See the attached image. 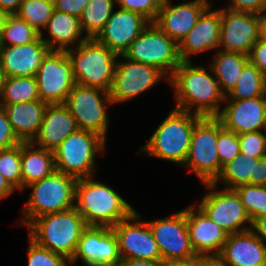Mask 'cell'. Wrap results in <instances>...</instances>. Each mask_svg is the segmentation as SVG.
<instances>
[{
    "instance_id": "6da1fadb",
    "label": "cell",
    "mask_w": 266,
    "mask_h": 266,
    "mask_svg": "<svg viewBox=\"0 0 266 266\" xmlns=\"http://www.w3.org/2000/svg\"><path fill=\"white\" fill-rule=\"evenodd\" d=\"M209 69L210 72L204 66H195L191 61L179 64L169 78V83L174 88L175 108L202 117L217 116L220 113L226 96L220 90L211 67Z\"/></svg>"
},
{
    "instance_id": "7a4b0ae2",
    "label": "cell",
    "mask_w": 266,
    "mask_h": 266,
    "mask_svg": "<svg viewBox=\"0 0 266 266\" xmlns=\"http://www.w3.org/2000/svg\"><path fill=\"white\" fill-rule=\"evenodd\" d=\"M93 179H77L75 185V207L87 226L112 228L135 211L114 189Z\"/></svg>"
},
{
    "instance_id": "3957f363",
    "label": "cell",
    "mask_w": 266,
    "mask_h": 266,
    "mask_svg": "<svg viewBox=\"0 0 266 266\" xmlns=\"http://www.w3.org/2000/svg\"><path fill=\"white\" fill-rule=\"evenodd\" d=\"M87 227L76 207L35 218L28 226L29 237L38 245L66 257L75 254L78 241Z\"/></svg>"
},
{
    "instance_id": "277c9868",
    "label": "cell",
    "mask_w": 266,
    "mask_h": 266,
    "mask_svg": "<svg viewBox=\"0 0 266 266\" xmlns=\"http://www.w3.org/2000/svg\"><path fill=\"white\" fill-rule=\"evenodd\" d=\"M201 117L174 107L139 152L184 165L194 126Z\"/></svg>"
},
{
    "instance_id": "5b68a950",
    "label": "cell",
    "mask_w": 266,
    "mask_h": 266,
    "mask_svg": "<svg viewBox=\"0 0 266 266\" xmlns=\"http://www.w3.org/2000/svg\"><path fill=\"white\" fill-rule=\"evenodd\" d=\"M66 53L72 64L76 84L110 92L118 54L95 38H88Z\"/></svg>"
},
{
    "instance_id": "8992f818",
    "label": "cell",
    "mask_w": 266,
    "mask_h": 266,
    "mask_svg": "<svg viewBox=\"0 0 266 266\" xmlns=\"http://www.w3.org/2000/svg\"><path fill=\"white\" fill-rule=\"evenodd\" d=\"M76 181L73 176L54 170L47 177L24 187L31 188L32 192L23 208L21 225L28 226L39 216L74 207Z\"/></svg>"
},
{
    "instance_id": "52a82bcc",
    "label": "cell",
    "mask_w": 266,
    "mask_h": 266,
    "mask_svg": "<svg viewBox=\"0 0 266 266\" xmlns=\"http://www.w3.org/2000/svg\"><path fill=\"white\" fill-rule=\"evenodd\" d=\"M106 140L98 134L78 129L53 150L55 169L76 179L92 177L95 157L104 155Z\"/></svg>"
},
{
    "instance_id": "ba28073f",
    "label": "cell",
    "mask_w": 266,
    "mask_h": 266,
    "mask_svg": "<svg viewBox=\"0 0 266 266\" xmlns=\"http://www.w3.org/2000/svg\"><path fill=\"white\" fill-rule=\"evenodd\" d=\"M218 118L201 117L195 124L184 165L204 183H213L221 173L222 165L217 153Z\"/></svg>"
},
{
    "instance_id": "9c48e42d",
    "label": "cell",
    "mask_w": 266,
    "mask_h": 266,
    "mask_svg": "<svg viewBox=\"0 0 266 266\" xmlns=\"http://www.w3.org/2000/svg\"><path fill=\"white\" fill-rule=\"evenodd\" d=\"M123 55L129 60L157 67L168 79L182 62L178 44L154 22L149 23Z\"/></svg>"
},
{
    "instance_id": "30bf717a",
    "label": "cell",
    "mask_w": 266,
    "mask_h": 266,
    "mask_svg": "<svg viewBox=\"0 0 266 266\" xmlns=\"http://www.w3.org/2000/svg\"><path fill=\"white\" fill-rule=\"evenodd\" d=\"M64 105L76 120L78 129L94 132L107 140L109 126L107 107L112 105L109 92L75 84Z\"/></svg>"
},
{
    "instance_id": "8fae6325",
    "label": "cell",
    "mask_w": 266,
    "mask_h": 266,
    "mask_svg": "<svg viewBox=\"0 0 266 266\" xmlns=\"http://www.w3.org/2000/svg\"><path fill=\"white\" fill-rule=\"evenodd\" d=\"M204 186L209 192L201 198L198 205L208 218L227 234L245 232L252 228V220L234 189L223 188L218 191L214 183H204Z\"/></svg>"
},
{
    "instance_id": "7c38bea8",
    "label": "cell",
    "mask_w": 266,
    "mask_h": 266,
    "mask_svg": "<svg viewBox=\"0 0 266 266\" xmlns=\"http://www.w3.org/2000/svg\"><path fill=\"white\" fill-rule=\"evenodd\" d=\"M35 77L40 100L48 105L64 104L76 84L66 51H49Z\"/></svg>"
},
{
    "instance_id": "4fadbf2b",
    "label": "cell",
    "mask_w": 266,
    "mask_h": 266,
    "mask_svg": "<svg viewBox=\"0 0 266 266\" xmlns=\"http://www.w3.org/2000/svg\"><path fill=\"white\" fill-rule=\"evenodd\" d=\"M118 58L124 61L117 59L115 75L109 92L112 104L123 103L137 97L155 86L163 77L169 81L167 75L155 66L129 60L123 54L118 55Z\"/></svg>"
},
{
    "instance_id": "5bb4252c",
    "label": "cell",
    "mask_w": 266,
    "mask_h": 266,
    "mask_svg": "<svg viewBox=\"0 0 266 266\" xmlns=\"http://www.w3.org/2000/svg\"><path fill=\"white\" fill-rule=\"evenodd\" d=\"M147 222L163 261L190 260L197 257L190 242L185 209L169 217Z\"/></svg>"
},
{
    "instance_id": "9a60e30c",
    "label": "cell",
    "mask_w": 266,
    "mask_h": 266,
    "mask_svg": "<svg viewBox=\"0 0 266 266\" xmlns=\"http://www.w3.org/2000/svg\"><path fill=\"white\" fill-rule=\"evenodd\" d=\"M135 210L127 219L112 227L118 240L121 260H162L157 243L147 221L142 222Z\"/></svg>"
},
{
    "instance_id": "2e32d148",
    "label": "cell",
    "mask_w": 266,
    "mask_h": 266,
    "mask_svg": "<svg viewBox=\"0 0 266 266\" xmlns=\"http://www.w3.org/2000/svg\"><path fill=\"white\" fill-rule=\"evenodd\" d=\"M80 259L84 266H119L118 240L110 227L87 226L78 241L70 265Z\"/></svg>"
},
{
    "instance_id": "e0dca14e",
    "label": "cell",
    "mask_w": 266,
    "mask_h": 266,
    "mask_svg": "<svg viewBox=\"0 0 266 266\" xmlns=\"http://www.w3.org/2000/svg\"><path fill=\"white\" fill-rule=\"evenodd\" d=\"M259 39L260 15L221 8L220 50L248 55Z\"/></svg>"
},
{
    "instance_id": "ac0fdd59",
    "label": "cell",
    "mask_w": 266,
    "mask_h": 266,
    "mask_svg": "<svg viewBox=\"0 0 266 266\" xmlns=\"http://www.w3.org/2000/svg\"><path fill=\"white\" fill-rule=\"evenodd\" d=\"M149 23L150 21L139 13L118 8L113 11L95 39L120 55L130 47Z\"/></svg>"
},
{
    "instance_id": "d6986e66",
    "label": "cell",
    "mask_w": 266,
    "mask_h": 266,
    "mask_svg": "<svg viewBox=\"0 0 266 266\" xmlns=\"http://www.w3.org/2000/svg\"><path fill=\"white\" fill-rule=\"evenodd\" d=\"M210 5V0H193L175 5L171 0H164L154 23L179 44Z\"/></svg>"
},
{
    "instance_id": "ffe728a7",
    "label": "cell",
    "mask_w": 266,
    "mask_h": 266,
    "mask_svg": "<svg viewBox=\"0 0 266 266\" xmlns=\"http://www.w3.org/2000/svg\"><path fill=\"white\" fill-rule=\"evenodd\" d=\"M216 116L227 130L236 134L256 132L262 129L266 121V96L244 100H225Z\"/></svg>"
},
{
    "instance_id": "44dd1931",
    "label": "cell",
    "mask_w": 266,
    "mask_h": 266,
    "mask_svg": "<svg viewBox=\"0 0 266 266\" xmlns=\"http://www.w3.org/2000/svg\"><path fill=\"white\" fill-rule=\"evenodd\" d=\"M187 229L197 256L219 255L228 234L214 223L198 205L185 208Z\"/></svg>"
},
{
    "instance_id": "7402d4cb",
    "label": "cell",
    "mask_w": 266,
    "mask_h": 266,
    "mask_svg": "<svg viewBox=\"0 0 266 266\" xmlns=\"http://www.w3.org/2000/svg\"><path fill=\"white\" fill-rule=\"evenodd\" d=\"M49 51L40 36L32 43L0 46V65L6 77H35L42 59Z\"/></svg>"
},
{
    "instance_id": "603a6c76",
    "label": "cell",
    "mask_w": 266,
    "mask_h": 266,
    "mask_svg": "<svg viewBox=\"0 0 266 266\" xmlns=\"http://www.w3.org/2000/svg\"><path fill=\"white\" fill-rule=\"evenodd\" d=\"M210 5L196 25L178 44L181 61H191L190 55L217 49L220 40L221 8L212 10Z\"/></svg>"
},
{
    "instance_id": "cb8c5ba5",
    "label": "cell",
    "mask_w": 266,
    "mask_h": 266,
    "mask_svg": "<svg viewBox=\"0 0 266 266\" xmlns=\"http://www.w3.org/2000/svg\"><path fill=\"white\" fill-rule=\"evenodd\" d=\"M219 255L229 266H266V245L251 229L228 234Z\"/></svg>"
},
{
    "instance_id": "d4e9b609",
    "label": "cell",
    "mask_w": 266,
    "mask_h": 266,
    "mask_svg": "<svg viewBox=\"0 0 266 266\" xmlns=\"http://www.w3.org/2000/svg\"><path fill=\"white\" fill-rule=\"evenodd\" d=\"M76 120L64 104L47 105L34 145L53 151L70 134L76 132Z\"/></svg>"
},
{
    "instance_id": "484cf974",
    "label": "cell",
    "mask_w": 266,
    "mask_h": 266,
    "mask_svg": "<svg viewBox=\"0 0 266 266\" xmlns=\"http://www.w3.org/2000/svg\"><path fill=\"white\" fill-rule=\"evenodd\" d=\"M44 29H47L50 38H43V32L40 37L50 51H67L88 39L82 36L84 32L78 17L57 10L53 11Z\"/></svg>"
},
{
    "instance_id": "4316f807",
    "label": "cell",
    "mask_w": 266,
    "mask_h": 266,
    "mask_svg": "<svg viewBox=\"0 0 266 266\" xmlns=\"http://www.w3.org/2000/svg\"><path fill=\"white\" fill-rule=\"evenodd\" d=\"M47 105L41 100L0 104L6 111L14 134L21 142H31L37 135Z\"/></svg>"
},
{
    "instance_id": "83f0119b",
    "label": "cell",
    "mask_w": 266,
    "mask_h": 266,
    "mask_svg": "<svg viewBox=\"0 0 266 266\" xmlns=\"http://www.w3.org/2000/svg\"><path fill=\"white\" fill-rule=\"evenodd\" d=\"M54 170L53 151L35 147L32 142H21L22 191L30 183L47 177Z\"/></svg>"
},
{
    "instance_id": "f1b7e54d",
    "label": "cell",
    "mask_w": 266,
    "mask_h": 266,
    "mask_svg": "<svg viewBox=\"0 0 266 266\" xmlns=\"http://www.w3.org/2000/svg\"><path fill=\"white\" fill-rule=\"evenodd\" d=\"M211 67L215 78L217 79L220 90L227 96L236 86L242 69L249 61L248 55L237 52H226L217 49Z\"/></svg>"
},
{
    "instance_id": "f546056e",
    "label": "cell",
    "mask_w": 266,
    "mask_h": 266,
    "mask_svg": "<svg viewBox=\"0 0 266 266\" xmlns=\"http://www.w3.org/2000/svg\"><path fill=\"white\" fill-rule=\"evenodd\" d=\"M258 159L240 152L233 160L223 165L220 175L213 183L219 185L218 183L222 182L225 189L250 184V177H254L255 163Z\"/></svg>"
},
{
    "instance_id": "4dcf8cb0",
    "label": "cell",
    "mask_w": 266,
    "mask_h": 266,
    "mask_svg": "<svg viewBox=\"0 0 266 266\" xmlns=\"http://www.w3.org/2000/svg\"><path fill=\"white\" fill-rule=\"evenodd\" d=\"M258 96H266V77L248 61L242 69L236 86L225 100H244Z\"/></svg>"
},
{
    "instance_id": "1f68e13d",
    "label": "cell",
    "mask_w": 266,
    "mask_h": 266,
    "mask_svg": "<svg viewBox=\"0 0 266 266\" xmlns=\"http://www.w3.org/2000/svg\"><path fill=\"white\" fill-rule=\"evenodd\" d=\"M116 0H90L79 20L87 38H96L114 11Z\"/></svg>"
},
{
    "instance_id": "d6a6232c",
    "label": "cell",
    "mask_w": 266,
    "mask_h": 266,
    "mask_svg": "<svg viewBox=\"0 0 266 266\" xmlns=\"http://www.w3.org/2000/svg\"><path fill=\"white\" fill-rule=\"evenodd\" d=\"M40 100L36 77H7L0 104H17Z\"/></svg>"
},
{
    "instance_id": "836d02e7",
    "label": "cell",
    "mask_w": 266,
    "mask_h": 266,
    "mask_svg": "<svg viewBox=\"0 0 266 266\" xmlns=\"http://www.w3.org/2000/svg\"><path fill=\"white\" fill-rule=\"evenodd\" d=\"M40 33L16 14H9L2 33L0 46H18L34 42Z\"/></svg>"
},
{
    "instance_id": "e575fe53",
    "label": "cell",
    "mask_w": 266,
    "mask_h": 266,
    "mask_svg": "<svg viewBox=\"0 0 266 266\" xmlns=\"http://www.w3.org/2000/svg\"><path fill=\"white\" fill-rule=\"evenodd\" d=\"M53 11V0H23L15 14L42 33Z\"/></svg>"
},
{
    "instance_id": "d590c367",
    "label": "cell",
    "mask_w": 266,
    "mask_h": 266,
    "mask_svg": "<svg viewBox=\"0 0 266 266\" xmlns=\"http://www.w3.org/2000/svg\"><path fill=\"white\" fill-rule=\"evenodd\" d=\"M249 217L253 221L257 217L266 215V187L262 185L244 184L234 189Z\"/></svg>"
},
{
    "instance_id": "8d00e7d4",
    "label": "cell",
    "mask_w": 266,
    "mask_h": 266,
    "mask_svg": "<svg viewBox=\"0 0 266 266\" xmlns=\"http://www.w3.org/2000/svg\"><path fill=\"white\" fill-rule=\"evenodd\" d=\"M0 173L14 189L22 191L21 143L0 150Z\"/></svg>"
},
{
    "instance_id": "74e56055",
    "label": "cell",
    "mask_w": 266,
    "mask_h": 266,
    "mask_svg": "<svg viewBox=\"0 0 266 266\" xmlns=\"http://www.w3.org/2000/svg\"><path fill=\"white\" fill-rule=\"evenodd\" d=\"M27 266H69L70 261L58 253L38 245L29 237Z\"/></svg>"
},
{
    "instance_id": "f35d334b",
    "label": "cell",
    "mask_w": 266,
    "mask_h": 266,
    "mask_svg": "<svg viewBox=\"0 0 266 266\" xmlns=\"http://www.w3.org/2000/svg\"><path fill=\"white\" fill-rule=\"evenodd\" d=\"M217 153L222 166L233 160L240 153L238 134L223 127L219 119Z\"/></svg>"
},
{
    "instance_id": "ab89813d",
    "label": "cell",
    "mask_w": 266,
    "mask_h": 266,
    "mask_svg": "<svg viewBox=\"0 0 266 266\" xmlns=\"http://www.w3.org/2000/svg\"><path fill=\"white\" fill-rule=\"evenodd\" d=\"M164 0H116L118 8L133 11L154 22Z\"/></svg>"
},
{
    "instance_id": "60d3db41",
    "label": "cell",
    "mask_w": 266,
    "mask_h": 266,
    "mask_svg": "<svg viewBox=\"0 0 266 266\" xmlns=\"http://www.w3.org/2000/svg\"><path fill=\"white\" fill-rule=\"evenodd\" d=\"M240 152L253 158L266 156V145L262 131L238 134Z\"/></svg>"
},
{
    "instance_id": "b9f144b4",
    "label": "cell",
    "mask_w": 266,
    "mask_h": 266,
    "mask_svg": "<svg viewBox=\"0 0 266 266\" xmlns=\"http://www.w3.org/2000/svg\"><path fill=\"white\" fill-rule=\"evenodd\" d=\"M21 141L14 134L3 106H0V150L8 149Z\"/></svg>"
},
{
    "instance_id": "7bdbcfd3",
    "label": "cell",
    "mask_w": 266,
    "mask_h": 266,
    "mask_svg": "<svg viewBox=\"0 0 266 266\" xmlns=\"http://www.w3.org/2000/svg\"><path fill=\"white\" fill-rule=\"evenodd\" d=\"M226 9L261 15L266 12V0H231Z\"/></svg>"
},
{
    "instance_id": "ee69618b",
    "label": "cell",
    "mask_w": 266,
    "mask_h": 266,
    "mask_svg": "<svg viewBox=\"0 0 266 266\" xmlns=\"http://www.w3.org/2000/svg\"><path fill=\"white\" fill-rule=\"evenodd\" d=\"M249 61L266 77V40L260 38L248 54Z\"/></svg>"
},
{
    "instance_id": "f6af8a7d",
    "label": "cell",
    "mask_w": 266,
    "mask_h": 266,
    "mask_svg": "<svg viewBox=\"0 0 266 266\" xmlns=\"http://www.w3.org/2000/svg\"><path fill=\"white\" fill-rule=\"evenodd\" d=\"M54 10L80 17L90 0H53Z\"/></svg>"
},
{
    "instance_id": "bcb514c9",
    "label": "cell",
    "mask_w": 266,
    "mask_h": 266,
    "mask_svg": "<svg viewBox=\"0 0 266 266\" xmlns=\"http://www.w3.org/2000/svg\"><path fill=\"white\" fill-rule=\"evenodd\" d=\"M266 184V156L255 163L254 177H250V185Z\"/></svg>"
},
{
    "instance_id": "7dc6e473",
    "label": "cell",
    "mask_w": 266,
    "mask_h": 266,
    "mask_svg": "<svg viewBox=\"0 0 266 266\" xmlns=\"http://www.w3.org/2000/svg\"><path fill=\"white\" fill-rule=\"evenodd\" d=\"M251 230L266 245V215L254 219Z\"/></svg>"
},
{
    "instance_id": "c3c4849f",
    "label": "cell",
    "mask_w": 266,
    "mask_h": 266,
    "mask_svg": "<svg viewBox=\"0 0 266 266\" xmlns=\"http://www.w3.org/2000/svg\"><path fill=\"white\" fill-rule=\"evenodd\" d=\"M119 266H164L163 260L126 259Z\"/></svg>"
},
{
    "instance_id": "681fc988",
    "label": "cell",
    "mask_w": 266,
    "mask_h": 266,
    "mask_svg": "<svg viewBox=\"0 0 266 266\" xmlns=\"http://www.w3.org/2000/svg\"><path fill=\"white\" fill-rule=\"evenodd\" d=\"M199 266H229L220 255H200Z\"/></svg>"
},
{
    "instance_id": "f907efd6",
    "label": "cell",
    "mask_w": 266,
    "mask_h": 266,
    "mask_svg": "<svg viewBox=\"0 0 266 266\" xmlns=\"http://www.w3.org/2000/svg\"><path fill=\"white\" fill-rule=\"evenodd\" d=\"M22 2L23 0H0V9L8 14H15Z\"/></svg>"
},
{
    "instance_id": "816d5d0a",
    "label": "cell",
    "mask_w": 266,
    "mask_h": 266,
    "mask_svg": "<svg viewBox=\"0 0 266 266\" xmlns=\"http://www.w3.org/2000/svg\"><path fill=\"white\" fill-rule=\"evenodd\" d=\"M14 188L8 183V181L0 173V200L10 196L14 192Z\"/></svg>"
},
{
    "instance_id": "f5cc1de1",
    "label": "cell",
    "mask_w": 266,
    "mask_h": 266,
    "mask_svg": "<svg viewBox=\"0 0 266 266\" xmlns=\"http://www.w3.org/2000/svg\"><path fill=\"white\" fill-rule=\"evenodd\" d=\"M164 266H199V256L190 260L164 261Z\"/></svg>"
},
{
    "instance_id": "db71d44e",
    "label": "cell",
    "mask_w": 266,
    "mask_h": 266,
    "mask_svg": "<svg viewBox=\"0 0 266 266\" xmlns=\"http://www.w3.org/2000/svg\"><path fill=\"white\" fill-rule=\"evenodd\" d=\"M260 38L266 40V12L260 15Z\"/></svg>"
},
{
    "instance_id": "11a10c76",
    "label": "cell",
    "mask_w": 266,
    "mask_h": 266,
    "mask_svg": "<svg viewBox=\"0 0 266 266\" xmlns=\"http://www.w3.org/2000/svg\"><path fill=\"white\" fill-rule=\"evenodd\" d=\"M8 15L9 14L6 11L0 9V35L2 33Z\"/></svg>"
},
{
    "instance_id": "9f6ffc18",
    "label": "cell",
    "mask_w": 266,
    "mask_h": 266,
    "mask_svg": "<svg viewBox=\"0 0 266 266\" xmlns=\"http://www.w3.org/2000/svg\"><path fill=\"white\" fill-rule=\"evenodd\" d=\"M6 75H5V72L4 70L1 68V65H0V98L2 96V93H3V87H4V84H5V80H6Z\"/></svg>"
},
{
    "instance_id": "6f0895ef",
    "label": "cell",
    "mask_w": 266,
    "mask_h": 266,
    "mask_svg": "<svg viewBox=\"0 0 266 266\" xmlns=\"http://www.w3.org/2000/svg\"><path fill=\"white\" fill-rule=\"evenodd\" d=\"M262 130H264L265 133ZM261 131H262V135H263V138L265 140V145H266V121L264 122Z\"/></svg>"
}]
</instances>
